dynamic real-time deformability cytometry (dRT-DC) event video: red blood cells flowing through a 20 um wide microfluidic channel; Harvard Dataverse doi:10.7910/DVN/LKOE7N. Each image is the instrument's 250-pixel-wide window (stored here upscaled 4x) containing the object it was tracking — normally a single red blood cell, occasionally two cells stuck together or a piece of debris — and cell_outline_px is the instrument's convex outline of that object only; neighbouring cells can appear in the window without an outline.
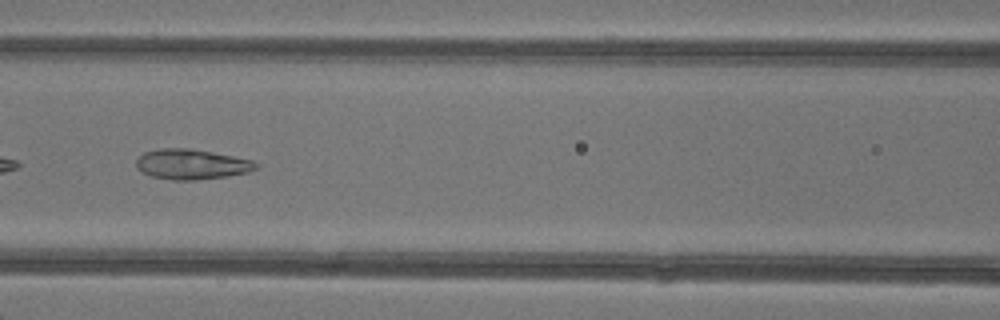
{"species": "common noctule bat (a hibernating species)", "species_latin": "Nyctalus noctula", "temperature_condition": "warm", "stored_images_in_passage": 6, "camera_frame_rate_fps": 3000, "um_per_image_px": 0.085, "animal": {"sex": "female"}, "frame": {"image": 1, "passage_image": 6, "time_ms": 6.0, "image_size_px": [1000, 320], "cell_outline_px": [[260, 168], [248, 172], [224, 176], [196, 180], [172, 180], [152, 176], [136, 168], [136, 160], [144, 152], [160, 148], [188, 148], [212, 152], [252, 160]], "centroid_in_image_um": [16.27, 13.96], "position_along_channel_um": 150.3, "area_um2": 20.87}}